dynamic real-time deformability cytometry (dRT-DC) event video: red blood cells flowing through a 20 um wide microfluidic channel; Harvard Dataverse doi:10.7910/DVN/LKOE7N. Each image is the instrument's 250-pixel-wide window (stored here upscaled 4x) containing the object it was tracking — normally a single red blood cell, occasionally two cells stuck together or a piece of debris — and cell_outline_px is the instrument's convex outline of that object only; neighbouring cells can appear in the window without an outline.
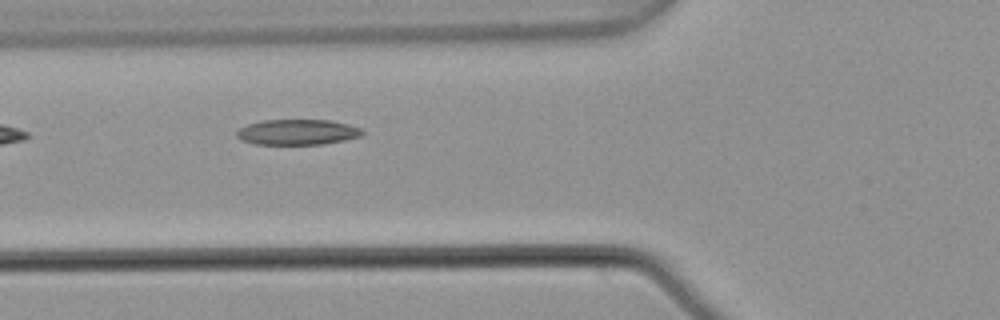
{"species": "common noctule bat (a hibernating species)", "species_latin": "Nyctalus noctula", "temperature_condition": "warm", "stored_images_in_passage": 7, "camera_frame_rate_fps": 3000, "um_per_image_px": 0.085, "animal": {"sex": "male", "body_mass_g": 21.5, "forearm_length_mm": 52.0}, "frame": {"image": 1, "passage_image": 5, "time_ms": 1.333, "image_size_px": [1000, 320], "cell_outline_px": [[364, 132], [360, 136], [344, 140], [324, 144], [256, 144], [240, 140], [236, 136], [236, 132], [240, 128], [248, 124], [264, 120], [332, 120], [364, 128]], "centroid_in_image_um": [25.3, 11.22], "position_along_channel_um": 100.5, "area_um2": 18.73}}
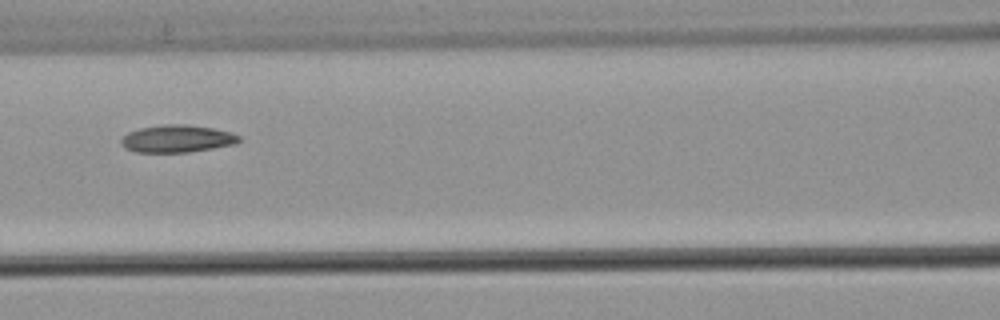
{"frame": {"image": 2, "passage_image": 6, "time_ms": 1.667, "image_size_px": [1000, 320], "cell_outline_px": [[244, 140], [236, 144], [188, 152], [136, 152], [124, 148], [120, 144], [120, 140], [128, 132], [140, 128], [164, 124], [188, 124], [212, 128], [232, 132], [240, 136]], "centroid_in_image_um": [15.08, 11.78], "position_along_channel_um": 151.5, "area_um2": 19.02}}